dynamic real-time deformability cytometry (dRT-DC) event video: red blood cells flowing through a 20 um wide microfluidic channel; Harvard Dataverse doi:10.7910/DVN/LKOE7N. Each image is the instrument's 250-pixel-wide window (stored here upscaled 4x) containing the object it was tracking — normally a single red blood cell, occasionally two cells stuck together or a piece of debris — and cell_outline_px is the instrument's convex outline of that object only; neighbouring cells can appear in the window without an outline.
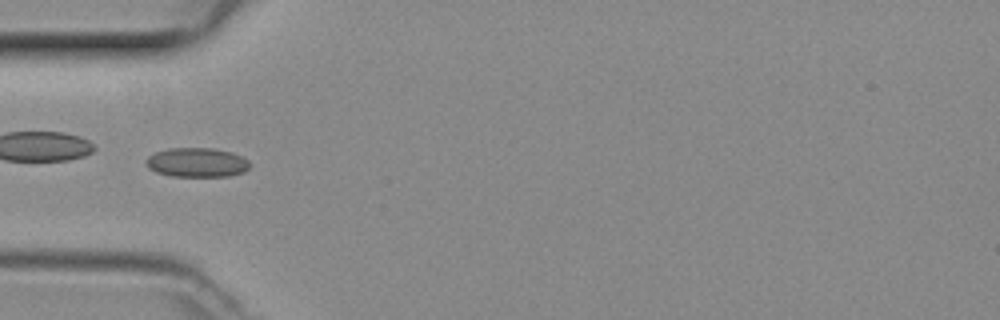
{"species": "common noctule bat (a hibernating species)", "species_latin": "Nyctalus noctula", "temperature_condition": "room temperature", "stored_images_in_passage": 30, "camera_frame_rate_fps": 3000, "um_per_image_px": 0.085, "animal": {"sex": "female", "body_mass_g": 29.2, "forearm_length_mm": 56.3}, "frame": {"image": 1, "passage_image": 1, "time_ms": 0.0, "image_size_px": [1000, 320], "cell_outline_px": [[252, 164], [244, 172], [228, 176], [172, 176], [156, 172], [148, 168], [144, 164], [144, 160], [148, 156], [156, 152], [168, 148], [212, 148], [232, 152], [248, 160]], "centroid_in_image_um": [16.71, 13.8], "position_along_channel_um": 68.3, "area_um2": 17.86}}